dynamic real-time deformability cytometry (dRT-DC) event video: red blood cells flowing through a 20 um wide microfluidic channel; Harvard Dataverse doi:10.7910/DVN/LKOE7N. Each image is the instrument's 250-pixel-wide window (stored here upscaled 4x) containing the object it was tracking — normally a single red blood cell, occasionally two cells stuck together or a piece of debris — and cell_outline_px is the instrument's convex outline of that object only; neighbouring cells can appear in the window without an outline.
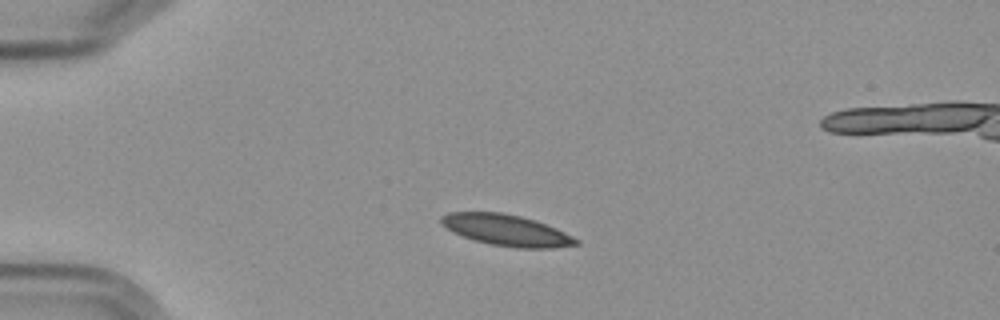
{"species": "Egyptian fruit bat (a non-hibernating species)", "species_latin": "Rousettus aegyptiacus", "temperature_condition": "cold", "stored_images_in_passage": 3, "camera_frame_rate_fps": 3000, "um_per_image_px": 0.085, "frame": {"image": 1, "passage_image": 1, "time_ms": 0.0, "image_size_px": [1000, 320], "cell_outline_px": [[580, 244], [552, 248], [516, 248], [488, 244], [452, 232], [440, 224], [440, 216], [448, 212], [500, 212], [520, 216], [536, 220], [556, 228], [580, 240]], "centroid_in_image_um": [43.04, 19.56], "position_along_channel_um": 42.0, "area_um2": 24.62}}
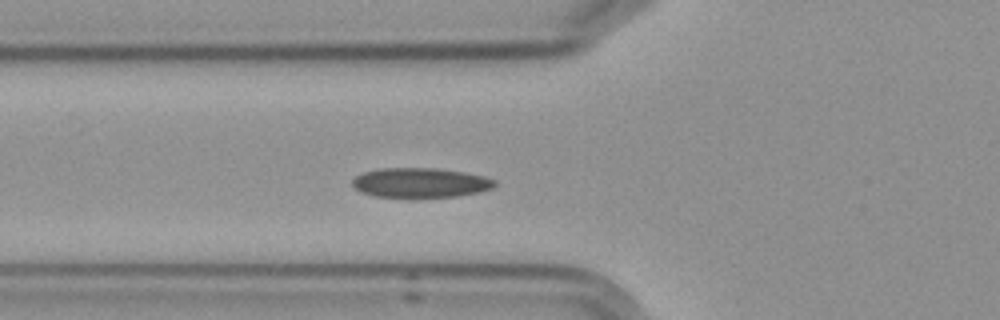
{"frame": {"image": 2, "passage_image": 3, "time_ms": 2.333, "image_size_px": [1000, 320], "cell_outline_px": [[496, 184], [492, 188], [480, 192], [456, 196], [376, 196], [360, 192], [352, 184], [352, 180], [356, 176], [364, 172], [380, 168], [436, 168], [464, 172], [484, 176], [496, 180]], "centroid_in_image_um": [35.75, 15.51], "position_along_channel_um": 90.1, "area_um2": 24.28}}